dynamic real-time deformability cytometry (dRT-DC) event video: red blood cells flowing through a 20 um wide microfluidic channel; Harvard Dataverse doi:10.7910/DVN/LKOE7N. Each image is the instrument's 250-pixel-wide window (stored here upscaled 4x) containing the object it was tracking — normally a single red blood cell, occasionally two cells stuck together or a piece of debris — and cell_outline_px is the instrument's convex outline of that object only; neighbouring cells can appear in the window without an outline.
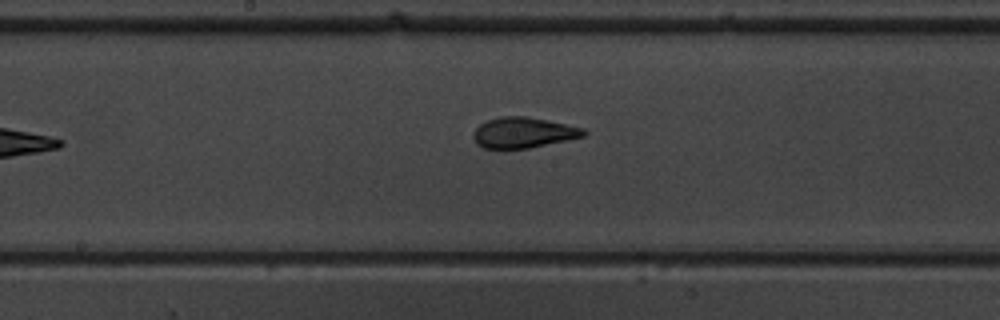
{"species": "common noctule bat (a hibernating species)", "species_latin": "Nyctalus noctula", "temperature_condition": "warm", "stored_images_in_passage": 9, "camera_frame_rate_fps": 3000, "um_per_image_px": 0.085, "animal": {"sex": "male", "body_mass_g": 19.5, "forearm_length_mm": 54.6}, "frame": {"image": 1, "passage_image": 7, "time_ms": 7.0, "image_size_px": [1000, 320], "cell_outline_px": [[588, 132], [584, 136], [528, 148], [484, 148], [476, 144], [472, 136], [472, 132], [480, 124], [488, 120], [500, 116], [528, 116], [584, 128]], "centroid_in_image_um": [44.45, 11.26], "position_along_channel_um": 203.7, "area_um2": 19.59}}
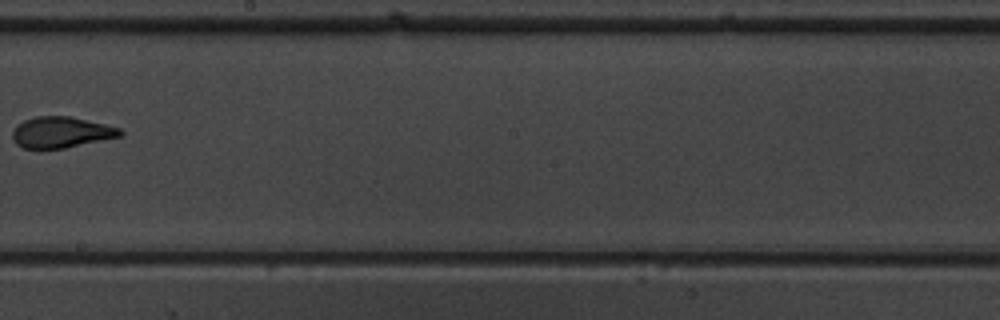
{"frame": {"image": 2, "passage_image": 8, "time_ms": 8.0, "image_size_px": [1000, 320], "cell_outline_px": [[124, 132], [120, 136], [64, 148], [40, 152], [24, 148], [16, 144], [12, 136], [12, 132], [16, 124], [24, 120], [36, 116], [68, 116], [104, 124], [120, 128]], "centroid_in_image_um": [5.12, 11.28], "position_along_channel_um": 243.1, "area_um2": 19.83}}
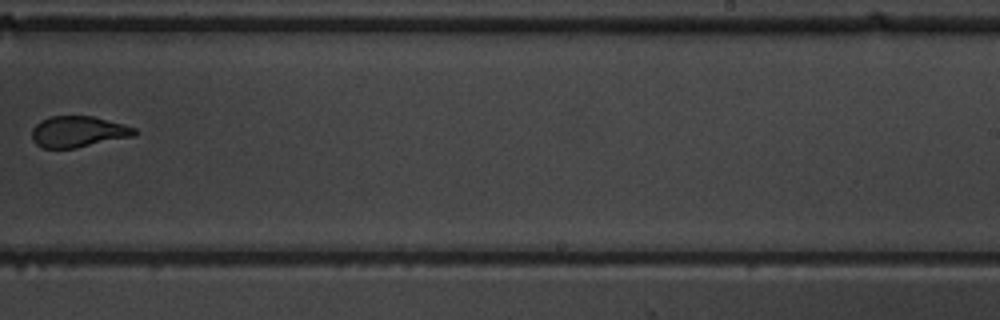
{"frame": {"image": 3, "passage_image": 9, "time_ms": 9.0, "image_size_px": [1000, 320], "cell_outline_px": [[140, 132], [132, 136], [76, 148], [44, 148], [36, 144], [32, 140], [32, 128], [40, 120], [48, 116], [92, 116], [124, 124], [136, 128]], "centroid_in_image_um": [6.63, 11.18], "position_along_channel_um": 282.4, "area_um2": 18.67}}